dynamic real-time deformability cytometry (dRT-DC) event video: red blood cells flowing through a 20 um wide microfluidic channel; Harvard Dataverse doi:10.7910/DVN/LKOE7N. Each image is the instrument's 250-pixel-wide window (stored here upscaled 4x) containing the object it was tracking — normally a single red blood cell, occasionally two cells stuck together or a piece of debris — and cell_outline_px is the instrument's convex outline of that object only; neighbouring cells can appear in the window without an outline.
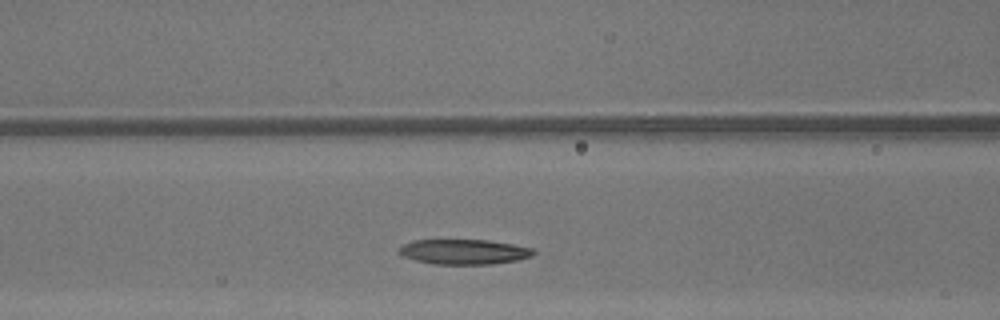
{"species": "common noctule bat (a hibernating species)", "species_latin": "Nyctalus noctula", "temperature_condition": "warm", "stored_images_in_passage": 25, "camera_frame_rate_fps": 3000, "um_per_image_px": 0.085, "animal": {"sex": "male", "body_mass_g": 13.3}, "frame": {"image": 1, "passage_image": 8, "time_ms": 2.333, "image_size_px": [1000, 320], "cell_outline_px": [[536, 252], [532, 256], [516, 260], [492, 264], [436, 264], [416, 260], [404, 256], [400, 252], [400, 248], [404, 244], [412, 240], [488, 240], [512, 244], [532, 248]], "centroid_in_image_um": [39.47, 21.4], "position_along_channel_um": 127.1, "area_um2": 19.36}}
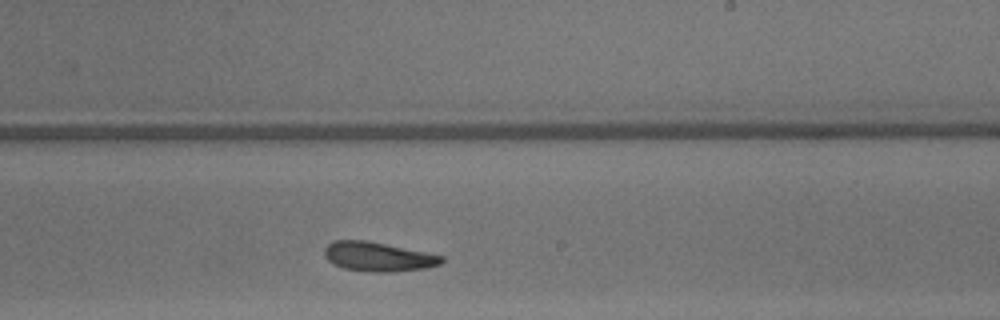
{"frame": {"image": 2, "passage_image": 17, "time_ms": 5.333, "image_size_px": [1000, 320], "cell_outline_px": [[444, 260], [440, 264], [428, 268], [396, 272], [364, 272], [344, 268], [332, 264], [324, 256], [324, 248], [328, 244], [336, 240], [364, 240], [444, 256]], "centroid_in_image_um": [32.12, 21.84], "position_along_channel_um": 256.9, "area_um2": 20.06}}
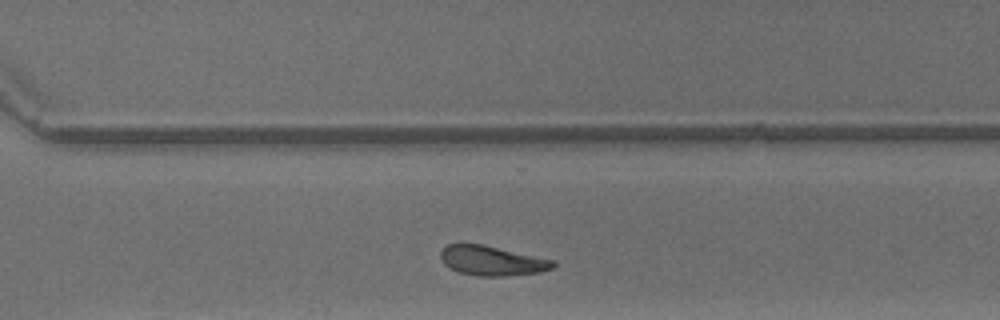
{"frame": {"image": 3, "passage_image": 22, "time_ms": 7.0, "image_size_px": [1000, 320], "cell_outline_px": [[556, 268], [540, 272], [504, 276], [476, 276], [460, 272], [444, 264], [440, 256], [440, 252], [448, 244], [484, 244], [556, 260]], "centroid_in_image_um": [41.89, 22.16], "position_along_channel_um": 328.7, "area_um2": 19.59}, "authors_computed_cell_mechanics": {"area_um2": 19.8832, "velocity_mm_per_s": 4.3278, "shape_relaxation_time_tau1_ms": 6.4381, "shape_relaxation_time_tau2_ms": 5.9523, "deformation_change_tau1": 0.1944, "deformation_change_tau2": 0.1497}}